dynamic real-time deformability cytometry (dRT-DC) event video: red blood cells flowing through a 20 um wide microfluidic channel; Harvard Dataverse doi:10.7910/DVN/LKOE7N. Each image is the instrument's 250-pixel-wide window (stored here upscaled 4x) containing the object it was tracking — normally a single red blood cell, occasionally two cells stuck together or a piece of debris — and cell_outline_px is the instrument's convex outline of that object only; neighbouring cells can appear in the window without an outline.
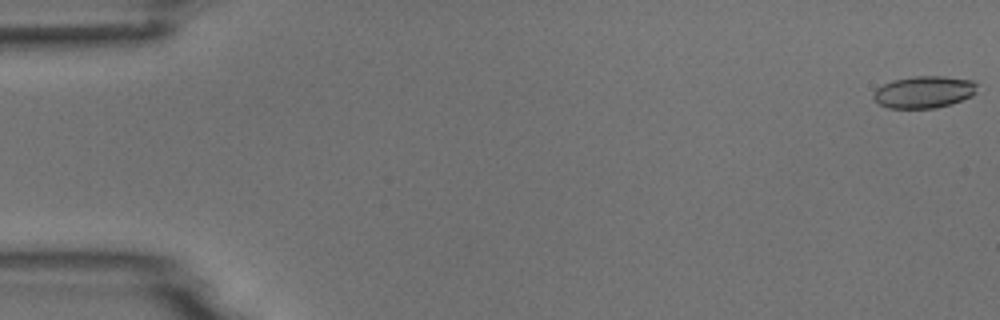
{"species": "common noctule bat (a hibernating species)", "species_latin": "Nyctalus noctula", "temperature_condition": "room temperature", "stored_images_in_passage": 5, "camera_frame_rate_fps": 3000, "um_per_image_px": 0.085, "animal": {"sex": "male", "body_mass_g": 18.8}, "frame": {"image": 1, "passage_image": 1, "time_ms": 0.0, "image_size_px": [1000, 320], "cell_outline_px": [[976, 92], [972, 96], [952, 104], [936, 108], [888, 108], [880, 104], [872, 96], [872, 92], [876, 88], [892, 80], [912, 76], [944, 76], [972, 80], [976, 84]], "centroid_in_image_um": [78.53, 7.82], "position_along_channel_um": 6.5, "area_um2": 19.48}}
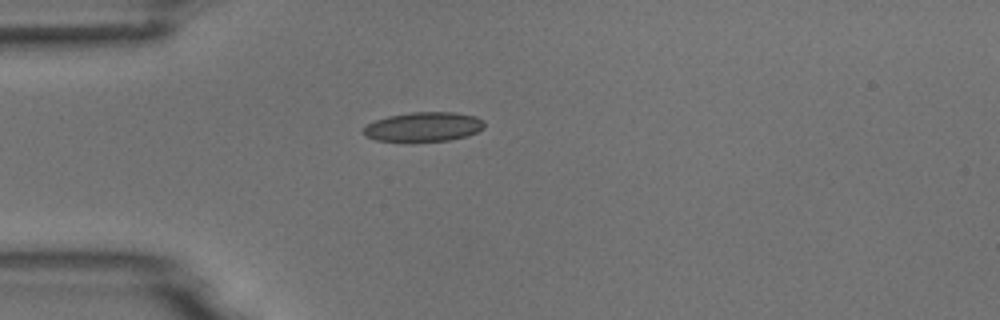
{"frame": {"image": 2, "passage_image": 5, "time_ms": 4.667, "image_size_px": [1000, 320], "cell_outline_px": [[484, 128], [468, 136], [448, 140], [376, 140], [364, 136], [364, 128], [368, 124], [376, 120], [388, 116], [412, 112], [452, 112], [476, 116], [484, 120]], "centroid_in_image_um": [36.04, 10.76], "position_along_channel_um": 49.0, "area_um2": 20.35}}